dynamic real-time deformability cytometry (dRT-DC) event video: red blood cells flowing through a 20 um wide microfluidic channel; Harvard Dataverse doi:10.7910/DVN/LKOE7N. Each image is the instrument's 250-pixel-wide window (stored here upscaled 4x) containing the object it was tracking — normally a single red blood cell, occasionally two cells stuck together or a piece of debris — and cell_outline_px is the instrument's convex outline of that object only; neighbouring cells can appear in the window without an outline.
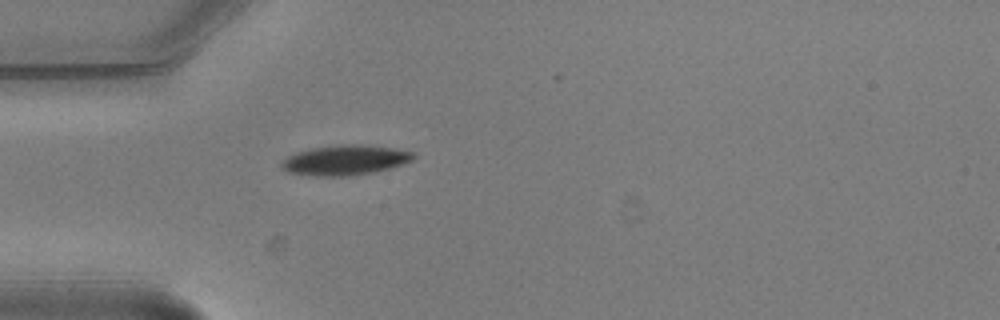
{"species": "common noctule bat (a hibernating species)", "species_latin": "Nyctalus noctula", "temperature_condition": "warm", "stored_images_in_passage": 1, "camera_frame_rate_fps": 3000, "um_per_image_px": 0.085, "animal": {"sex": "male", "body_mass_g": 20.5, "forearm_length_mm": 52.5}, "frame": {"image": 1, "passage_image": 1, "time_ms": 0.0, "image_size_px": [1000, 320], "cell_outline_px": [[416, 156], [412, 160], [388, 168], [372, 172], [348, 176], [316, 176], [288, 172], [280, 164], [288, 156], [296, 152], [312, 148], [340, 144], [360, 144], [392, 148], [412, 152]], "centroid_in_image_um": [29.31, 13.6], "position_along_channel_um": 55.7, "area_um2": 22.72}}